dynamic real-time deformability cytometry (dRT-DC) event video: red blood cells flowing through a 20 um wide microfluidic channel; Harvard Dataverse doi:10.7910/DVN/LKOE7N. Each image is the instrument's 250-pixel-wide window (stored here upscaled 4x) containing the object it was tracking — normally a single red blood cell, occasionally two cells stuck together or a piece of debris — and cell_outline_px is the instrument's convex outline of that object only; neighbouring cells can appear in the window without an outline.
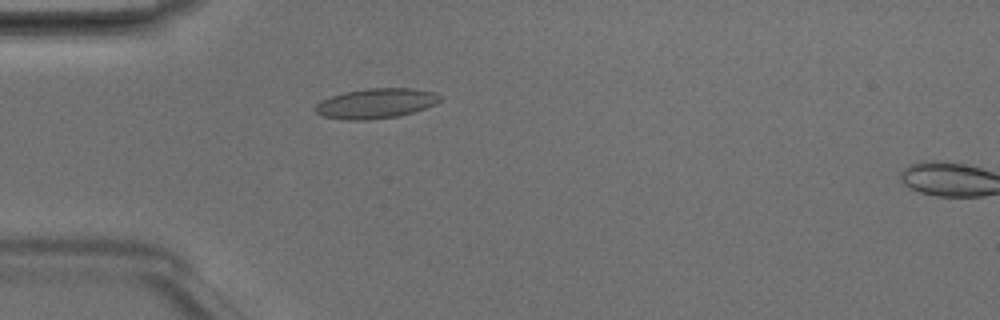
{"species": "Egyptian fruit bat (a non-hibernating species)", "species_latin": "Rousettus aegyptiacus", "temperature_condition": "room temperature", "stored_images_in_passage": 4, "camera_frame_rate_fps": 3000, "um_per_image_px": 0.085, "animal": {"sex": "male"}, "frame": {"image": 1, "passage_image": 3, "time_ms": 0.667, "image_size_px": [1000, 320], "cell_outline_px": [[440, 100], [436, 104], [400, 116], [368, 120], [344, 120], [324, 116], [316, 112], [316, 104], [320, 100], [344, 92], [368, 88], [412, 88], [432, 92], [440, 96]], "centroid_in_image_um": [31.93, 8.79], "position_along_channel_um": 53.1, "area_um2": 21.68}}